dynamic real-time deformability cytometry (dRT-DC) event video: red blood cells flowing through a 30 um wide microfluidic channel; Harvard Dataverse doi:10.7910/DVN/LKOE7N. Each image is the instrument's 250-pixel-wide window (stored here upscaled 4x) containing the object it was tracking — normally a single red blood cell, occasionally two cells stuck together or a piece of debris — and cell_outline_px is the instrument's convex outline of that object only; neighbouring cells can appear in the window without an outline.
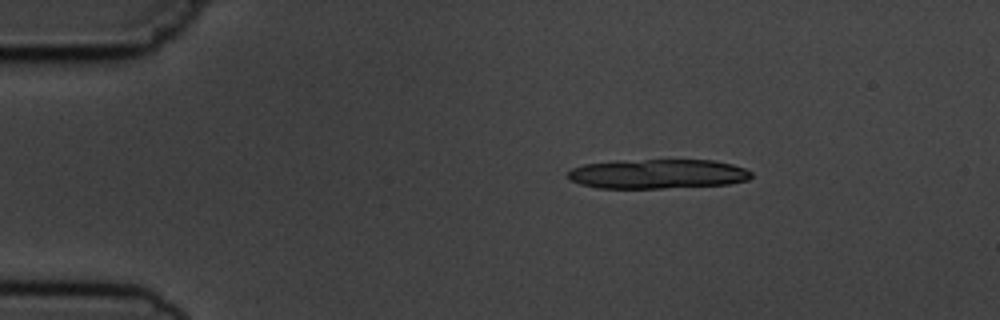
{"species": "common noctule bat (a hibernating species)", "species_latin": "Nyctalus noctula", "temperature_condition": "cold", "stored_images_in_passage": 5, "segment_of_instrument_passage": [1, 2], "camera_frame_rate_fps": 3000, "um_per_image_px": 0.085, "animal": {"sex": "male", "body_mass_g": 19.5, "forearm_length_mm": 54.6}, "frame": {"image": 1, "passage_image": 2, "time_ms": 1.0, "image_size_px": [1000, 320], "cell_outline_px": [[752, 176], [748, 180], [728, 184], [664, 188], [596, 188], [580, 184], [568, 180], [568, 172], [572, 168], [584, 164], [616, 160], [716, 160], [732, 164], [744, 168], [752, 172]], "centroid_in_image_um": [55.88, 14.78], "position_along_channel_um": 29.1, "area_um2": 31.79}}